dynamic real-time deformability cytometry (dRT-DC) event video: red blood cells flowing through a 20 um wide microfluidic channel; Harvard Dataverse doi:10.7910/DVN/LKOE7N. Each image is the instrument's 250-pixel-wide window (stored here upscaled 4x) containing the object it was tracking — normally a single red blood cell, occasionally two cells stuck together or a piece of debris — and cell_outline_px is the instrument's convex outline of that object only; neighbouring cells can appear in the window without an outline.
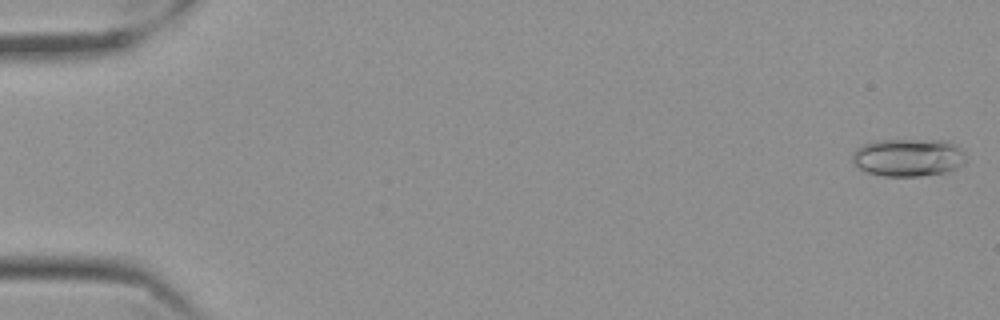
{"species": "Egyptian fruit bat (a non-hibernating species)", "species_latin": "Rousettus aegyptiacus", "temperature_condition": "cold", "stored_images_in_passage": 57, "camera_frame_rate_fps": 3000, "um_per_image_px": 0.085, "frame": {"image": 1, "passage_image": 1, "time_ms": 0.0, "image_size_px": [1000, 320], "cell_outline_px": [[964, 164], [956, 168], [944, 172], [920, 176], [884, 176], [868, 172], [860, 168], [852, 160], [852, 152], [856, 148], [872, 140], [944, 140], [960, 148], [964, 152]], "centroid_in_image_um": [77.17, 13.37], "position_along_channel_um": 7.8, "area_um2": 24.91}}
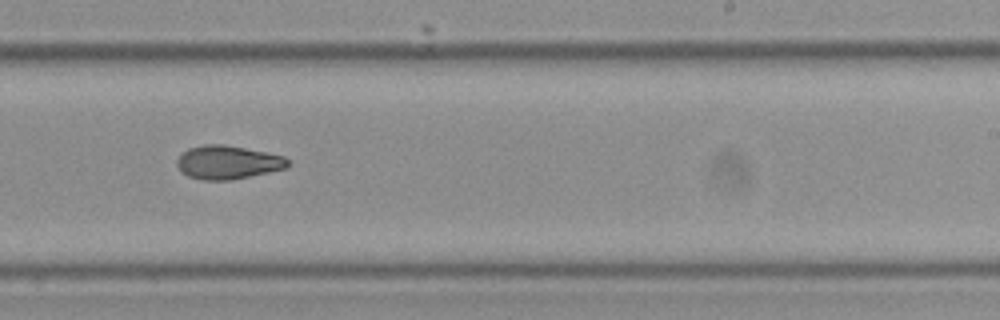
{"frame": {"image": 2, "passage_image": 36, "time_ms": 11.667, "image_size_px": [1000, 320], "cell_outline_px": [[288, 168], [232, 180], [200, 180], [188, 176], [176, 164], [176, 160], [180, 152], [188, 148], [204, 144], [224, 144], [284, 156], [288, 160]], "centroid_in_image_um": [19.33, 13.79], "position_along_channel_um": 269.7, "area_um2": 21.73}}
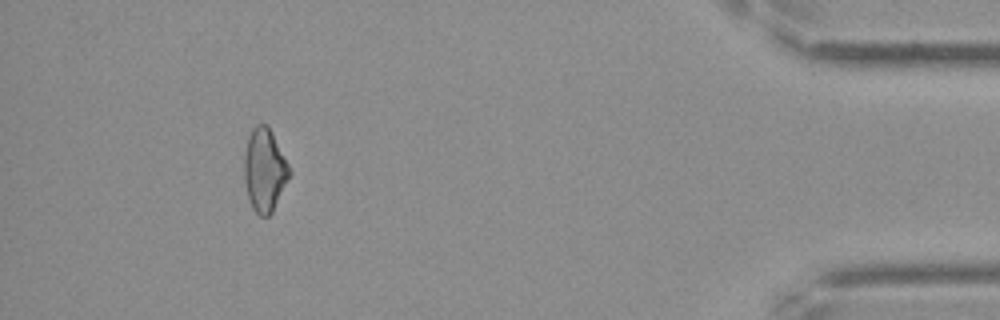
{"frame": {"image": 3, "passage_image": 53, "time_ms": 17.333, "image_size_px": [1000, 320], "cell_outline_px": [[292, 172], [272, 212], [268, 216], [260, 216], [252, 208], [248, 200], [244, 180], [244, 156], [248, 136], [252, 128], [256, 124], [268, 124]], "centroid_in_image_um": [22.47, 14.45], "position_along_channel_um": 412.7, "area_um2": 21.96}, "authors_computed_cell_mechanics": {"area_um2": 22.0218, "velocity_mm_per_s": 3.5373, "shape_relaxation_time_tau1_ms": 6.2865, "shape_relaxation_time_tau2_ms": 6.6524, "deformation_change_tau1": 0.1532, "deformation_change_tau2": 0.1258}}